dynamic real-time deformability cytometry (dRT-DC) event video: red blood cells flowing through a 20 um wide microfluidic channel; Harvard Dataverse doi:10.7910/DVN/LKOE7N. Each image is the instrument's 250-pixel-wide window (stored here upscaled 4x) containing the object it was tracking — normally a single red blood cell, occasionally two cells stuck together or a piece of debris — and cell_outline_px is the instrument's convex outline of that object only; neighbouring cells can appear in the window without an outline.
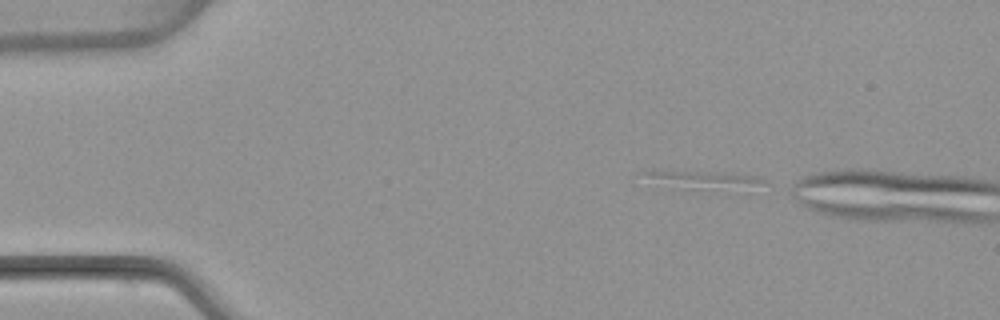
{"species": "common noctule bat (a hibernating species)", "species_latin": "Nyctalus noctula", "temperature_condition": "warm", "stored_images_in_passage": 2, "camera_frame_rate_fps": 3000, "um_per_image_px": 0.085, "animal": {"sex": "female", "body_mass_g": 22.7, "forearm_length_mm": 54.2}, "frame": {"image": 1, "passage_image": 1, "time_ms": 0.0, "image_size_px": [1000, 320], "cell_outline_px": [[768, 184], [748, 192], [688, 188], [640, 172], [704, 172], [760, 176]], "centroid_in_image_um": [60.53, 15.36], "position_along_channel_um": 24.5, "area_um2": 11.62}}